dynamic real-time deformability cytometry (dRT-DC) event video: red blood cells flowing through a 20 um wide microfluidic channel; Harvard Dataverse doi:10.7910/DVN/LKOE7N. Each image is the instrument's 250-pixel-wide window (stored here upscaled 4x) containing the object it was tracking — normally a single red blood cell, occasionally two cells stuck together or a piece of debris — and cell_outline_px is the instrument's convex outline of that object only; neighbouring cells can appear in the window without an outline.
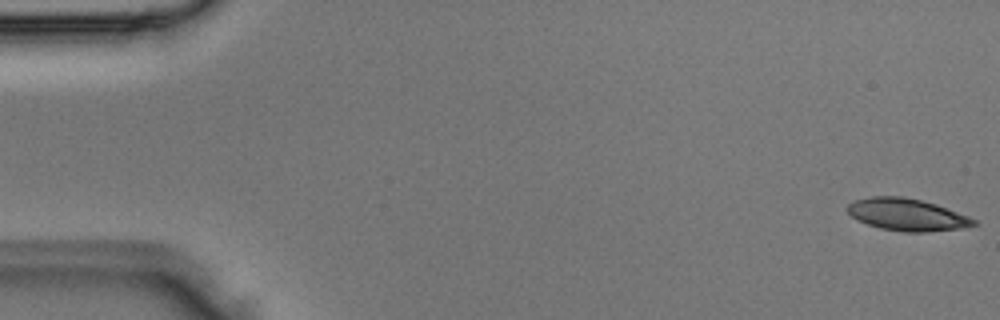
{"species": "Egyptian fruit bat (a non-hibernating species)", "species_latin": "Rousettus aegyptiacus", "temperature_condition": "room temperature", "stored_images_in_passage": 3, "camera_frame_rate_fps": 3000, "um_per_image_px": 0.085, "animal": {"sex": "male"}, "frame": {"image": 1, "passage_image": 1, "time_ms": 0.0, "image_size_px": [1000, 320], "cell_outline_px": [[976, 224], [960, 228], [928, 232], [904, 232], [880, 228], [856, 220], [848, 212], [848, 204], [852, 200], [872, 196], [900, 196], [920, 200], [936, 204], [968, 216], [976, 220]], "centroid_in_image_um": [77.06, 18.24], "position_along_channel_um": 7.9, "area_um2": 23.52}}